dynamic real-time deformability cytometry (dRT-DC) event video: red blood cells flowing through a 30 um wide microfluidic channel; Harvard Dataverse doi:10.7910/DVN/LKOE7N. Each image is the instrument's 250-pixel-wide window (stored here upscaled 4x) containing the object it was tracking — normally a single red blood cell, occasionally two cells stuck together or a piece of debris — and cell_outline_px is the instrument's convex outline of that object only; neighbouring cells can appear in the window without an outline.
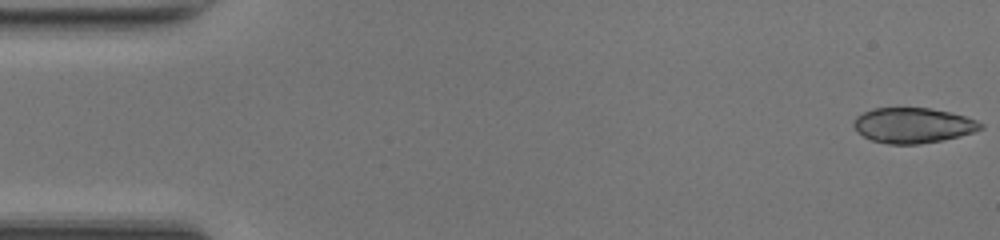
{"species": "common noctule bat (a hibernating species)", "species_latin": "Nyctalus noctula", "temperature_condition": "room temperature", "stored_images_in_passage": 49, "camera_frame_rate_fps": 3000, "um_per_image_px": 0.085, "animal": {"sex": "female", "body_mass_g": 17.0, "forearm_length_mm": 48.0}, "frame": {"image": 1, "passage_image": 1, "time_ms": 0.0, "image_size_px": [1000, 240], "cell_outline_px": [[984, 128], [960, 136], [920, 144], [888, 144], [872, 140], [856, 132], [852, 124], [852, 120], [856, 116], [872, 108], [928, 108], [948, 112], [964, 116], [976, 120], [984, 124]], "centroid_in_image_um": [77.56, 10.65], "position_along_channel_um": 7.4, "area_um2": 26.07}}
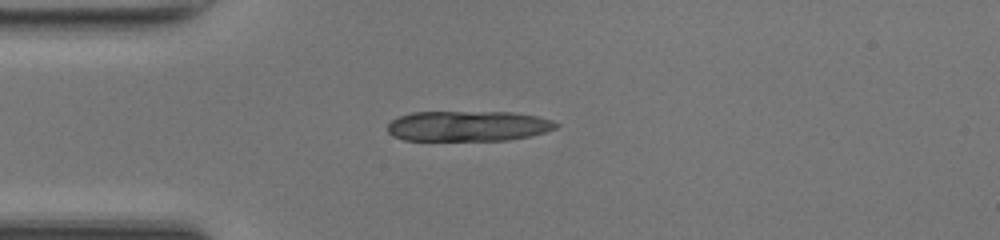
{"frame": {"image": 2, "passage_image": 13, "time_ms": 4.0, "image_size_px": [1000, 240], "cell_outline_px": [[560, 124], [556, 128], [544, 132], [528, 136], [508, 140], [404, 140], [392, 136], [388, 132], [388, 124], [392, 120], [400, 116], [412, 112], [512, 112], [536, 116], [552, 120]], "centroid_in_image_um": [39.77, 10.71], "position_along_channel_um": 45.2, "area_um2": 29.77}, "authors_computed_cell_mechanics": {"area_um2": 26.7614, "velocity_mm_per_s": 4.2043, "shape_relaxation_time_tau1_ms": 1.5105, "shape_relaxation_time_tau2_ms": null, "deformation_change_tau1": 0.0634, "deformation_change_tau2": null}}